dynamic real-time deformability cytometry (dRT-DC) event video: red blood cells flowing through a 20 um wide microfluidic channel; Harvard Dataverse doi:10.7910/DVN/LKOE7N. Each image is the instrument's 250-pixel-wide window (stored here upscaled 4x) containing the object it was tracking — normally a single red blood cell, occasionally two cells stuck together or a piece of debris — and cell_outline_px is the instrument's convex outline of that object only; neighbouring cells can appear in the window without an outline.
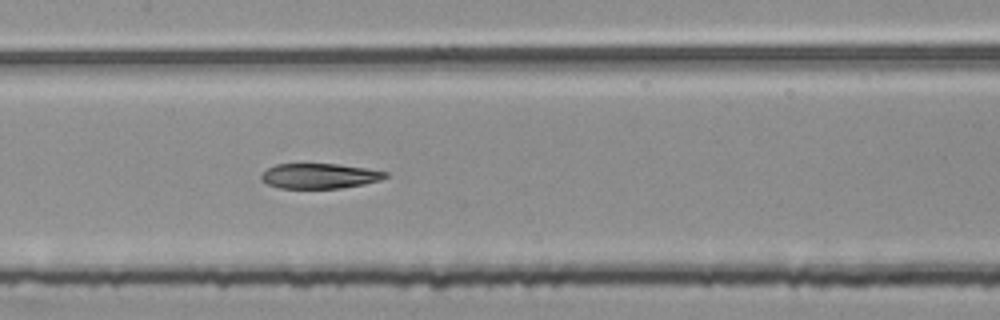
{"species": "common noctule bat (a hibernating species)", "species_latin": "Nyctalus noctula", "temperature_condition": "room temperature", "stored_images_in_passage": 48, "segment_of_instrument_passage": [2, 2], "camera_frame_rate_fps": 3000, "um_per_image_px": 0.085, "animal": {"sex": "female", "body_mass_g": 25.1}, "frame": {"image": 1, "passage_image": 21, "time_ms": 6.667, "image_size_px": [1000, 320], "cell_outline_px": [[388, 176], [380, 180], [364, 184], [340, 188], [280, 188], [268, 184], [260, 180], [260, 176], [268, 168], [276, 164], [340, 164], [368, 168], [388, 172]], "centroid_in_image_um": [27.18, 14.95], "position_along_channel_um": 180.2, "area_um2": 18.21}}
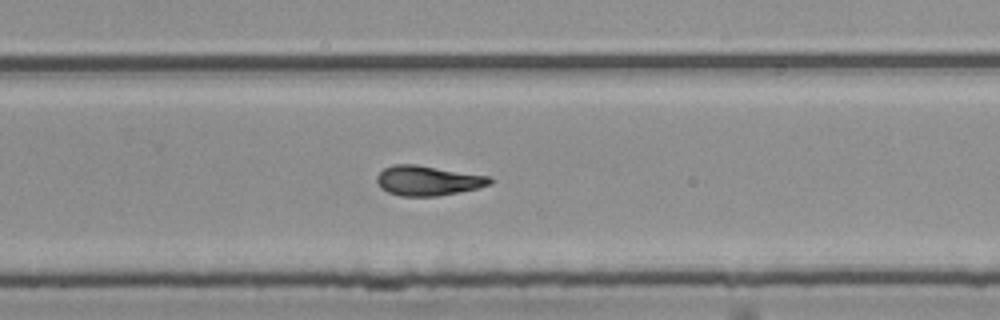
{"frame": {"image": 2, "passage_image": 30, "time_ms": 9.667, "image_size_px": [1000, 320], "cell_outline_px": [[492, 184], [460, 192], [436, 196], [400, 196], [388, 192], [380, 188], [376, 180], [376, 176], [384, 168], [392, 164], [416, 164], [492, 176]], "centroid_in_image_um": [36.37, 15.34], "position_along_channel_um": 293.4, "area_um2": 19.88}}
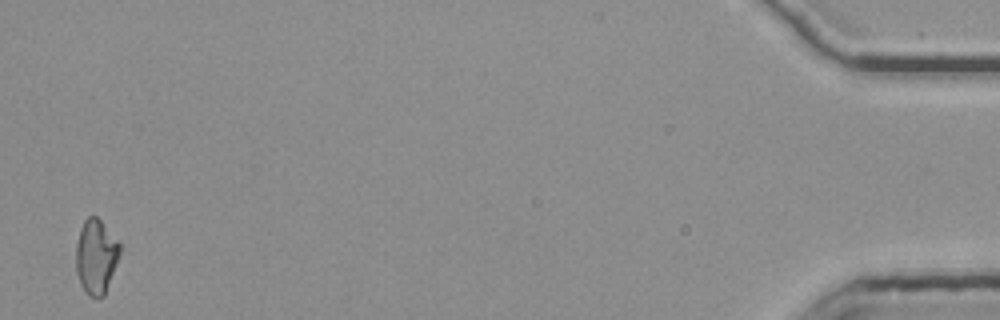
{"frame": {"image": 3, "passage_image": 48, "time_ms": 15.667, "image_size_px": [1000, 320], "cell_outline_px": [[120, 256], [104, 296], [96, 300], [88, 296], [80, 284], [76, 272], [76, 244], [80, 228], [84, 220], [88, 216], [96, 216], [100, 220], [120, 244]], "centroid_in_image_um": [8.15, 21.85], "position_along_channel_um": 427.0, "area_um2": 19.25}}